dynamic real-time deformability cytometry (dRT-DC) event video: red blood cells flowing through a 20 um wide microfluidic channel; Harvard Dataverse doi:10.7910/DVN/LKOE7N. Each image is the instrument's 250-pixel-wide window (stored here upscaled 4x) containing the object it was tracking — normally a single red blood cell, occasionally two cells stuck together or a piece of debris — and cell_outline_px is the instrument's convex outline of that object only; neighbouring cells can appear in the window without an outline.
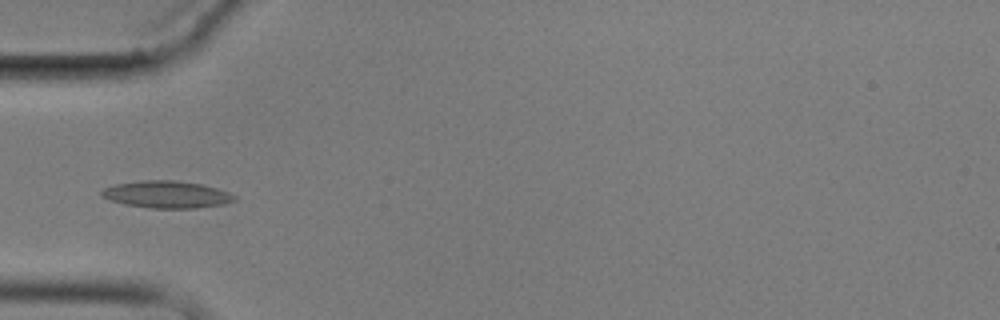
{"species": "common noctule bat (a hibernating species)", "species_latin": "Nyctalus noctula", "temperature_condition": "cold", "stored_images_in_passage": 5, "camera_frame_rate_fps": 3000, "um_per_image_px": 0.085, "animal": {"sex": "male", "body_mass_g": 17.9}, "frame": {"image": 1, "passage_image": 4, "time_ms": 3.667, "image_size_px": [1000, 320], "cell_outline_px": [[236, 200], [224, 204], [196, 208], [148, 208], [124, 204], [112, 200], [104, 196], [100, 192], [104, 188], [116, 184], [144, 180], [172, 180], [204, 184], [228, 192], [236, 196]], "centroid_in_image_um": [14.21, 16.53], "position_along_channel_um": 70.8, "area_um2": 20.87}}
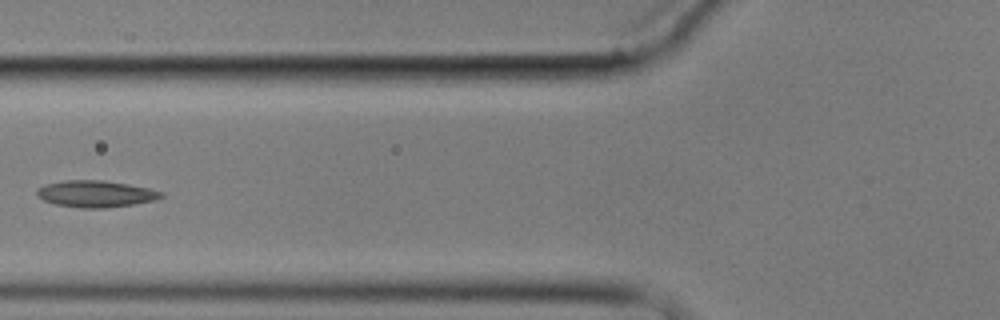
{"frame": {"image": 2, "passage_image": 5, "time_ms": 5.0, "image_size_px": [1000, 320], "cell_outline_px": [[164, 196], [156, 200], [132, 204], [104, 208], [84, 208], [56, 204], [44, 200], [36, 196], [36, 192], [44, 184], [64, 180], [104, 180], [128, 184], [148, 188], [164, 192]], "centroid_in_image_um": [8.15, 16.47], "position_along_channel_um": 117.7, "area_um2": 19.25}}